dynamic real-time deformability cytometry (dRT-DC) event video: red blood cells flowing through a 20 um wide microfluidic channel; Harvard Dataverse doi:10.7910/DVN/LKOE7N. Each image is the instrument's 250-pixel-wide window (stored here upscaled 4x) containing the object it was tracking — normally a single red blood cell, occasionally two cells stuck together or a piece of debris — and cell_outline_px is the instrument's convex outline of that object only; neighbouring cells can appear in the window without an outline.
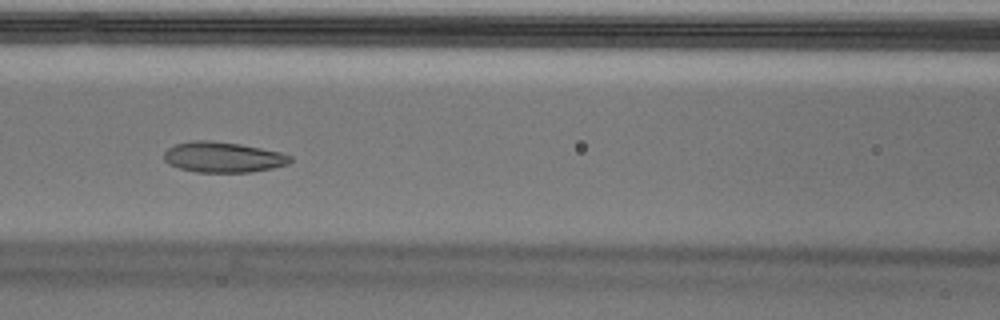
{"species": "Egyptian fruit bat (a non-hibernating species)", "species_latin": "Rousettus aegyptiacus", "temperature_condition": "cold", "stored_images_in_passage": 54, "camera_frame_rate_fps": 3000, "um_per_image_px": 0.085, "animal": {"sex": "male"}, "frame": {"image": 1, "passage_image": 23, "time_ms": 7.333, "image_size_px": [1000, 320], "cell_outline_px": [[292, 160], [288, 164], [272, 168], [248, 172], [196, 172], [180, 168], [168, 164], [164, 160], [164, 152], [168, 148], [176, 144], [192, 140], [208, 140], [240, 144], [280, 152], [292, 156]], "centroid_in_image_um": [18.94, 13.36], "position_along_channel_um": 147.7, "area_um2": 22.37}}
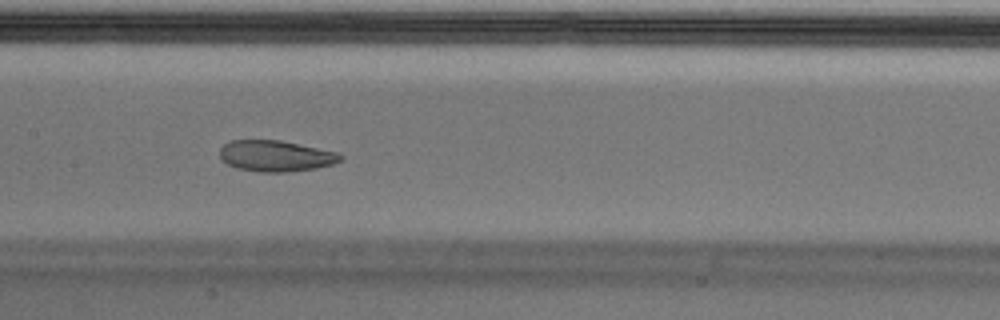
{"frame": {"image": 2, "passage_image": 26, "time_ms": 8.333, "image_size_px": [1000, 320], "cell_outline_px": [[344, 160], [332, 164], [316, 168], [288, 172], [260, 172], [236, 168], [228, 164], [220, 156], [220, 148], [224, 144], [232, 140], [280, 140], [340, 152], [344, 156]], "centroid_in_image_um": [23.49, 13.25], "position_along_channel_um": 183.9, "area_um2": 22.02}, "authors_computed_cell_mechanics": {"area_um2": 23.4957, "velocity_mm_per_s": 3.6388, "shape_relaxation_time_tau1_ms": null, "shape_relaxation_time_tau2_ms": 1.7353, "deformation_change_tau1": null, "deformation_change_tau2": 0.071}}